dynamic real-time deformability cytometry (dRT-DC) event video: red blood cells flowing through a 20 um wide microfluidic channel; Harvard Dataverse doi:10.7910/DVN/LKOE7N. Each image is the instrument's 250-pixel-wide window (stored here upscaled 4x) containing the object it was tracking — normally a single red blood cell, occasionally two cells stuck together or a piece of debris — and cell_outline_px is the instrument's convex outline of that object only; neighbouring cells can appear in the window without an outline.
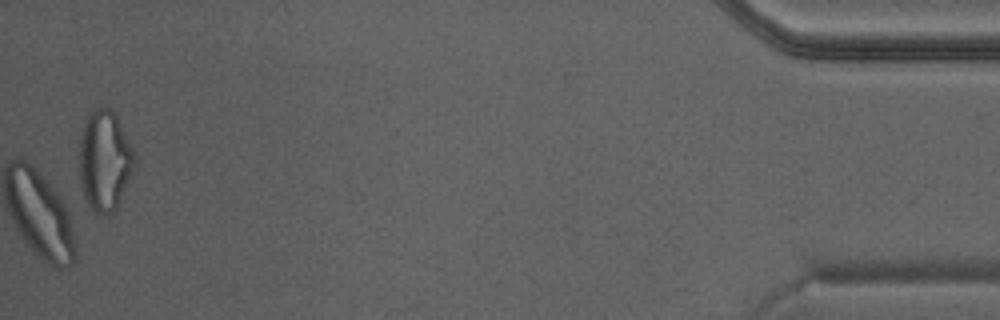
{"species": "Egyptian fruit bat (a non-hibernating species)", "species_latin": "Rousettus aegyptiacus", "temperature_condition": "warm", "stored_images_in_passage": 39, "camera_frame_rate_fps": 3000, "um_per_image_px": 0.085, "animal": {"sex": "male"}, "frame": {"image": 1, "passage_image": 39, "time_ms": 12.667, "image_size_px": [1000, 320], "cell_outline_px": [[136, 168], [116, 208], [112, 212], [104, 216], [100, 216], [88, 204], [84, 196], [80, 180], [80, 136], [84, 116], [96, 108], [108, 108], [116, 116], [136, 152]], "centroid_in_image_um": [8.92, 13.65], "position_along_channel_um": 426.3, "area_um2": 32.71}}